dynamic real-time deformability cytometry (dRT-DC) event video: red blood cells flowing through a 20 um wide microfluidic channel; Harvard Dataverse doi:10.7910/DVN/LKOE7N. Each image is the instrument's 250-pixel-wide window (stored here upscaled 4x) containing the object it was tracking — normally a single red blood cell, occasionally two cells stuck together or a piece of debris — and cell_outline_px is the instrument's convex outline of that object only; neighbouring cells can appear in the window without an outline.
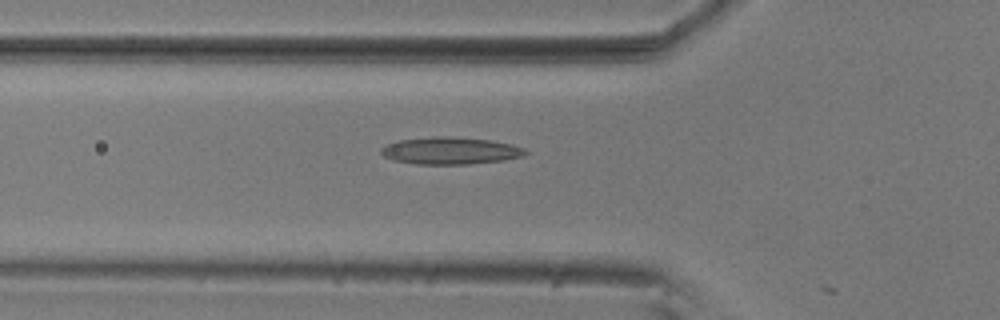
{"species": "common noctule bat (a hibernating species)", "species_latin": "Nyctalus noctula", "temperature_condition": "room temperature", "stored_images_in_passage": 19, "camera_frame_rate_fps": 3000, "um_per_image_px": 0.085, "animal": {"sex": "male", "body_mass_g": 20.5, "forearm_length_mm": 52.5}, "frame": {"image": 1, "passage_image": 18, "time_ms": 5.667, "image_size_px": [1000, 320], "cell_outline_px": [[528, 152], [524, 156], [504, 160], [468, 164], [416, 164], [392, 160], [384, 156], [380, 152], [380, 148], [388, 144], [400, 140], [432, 136], [444, 136], [492, 140], [512, 144], [524, 148]], "centroid_in_image_um": [38.29, 12.81], "position_along_channel_um": 87.5, "area_um2": 22.89}}